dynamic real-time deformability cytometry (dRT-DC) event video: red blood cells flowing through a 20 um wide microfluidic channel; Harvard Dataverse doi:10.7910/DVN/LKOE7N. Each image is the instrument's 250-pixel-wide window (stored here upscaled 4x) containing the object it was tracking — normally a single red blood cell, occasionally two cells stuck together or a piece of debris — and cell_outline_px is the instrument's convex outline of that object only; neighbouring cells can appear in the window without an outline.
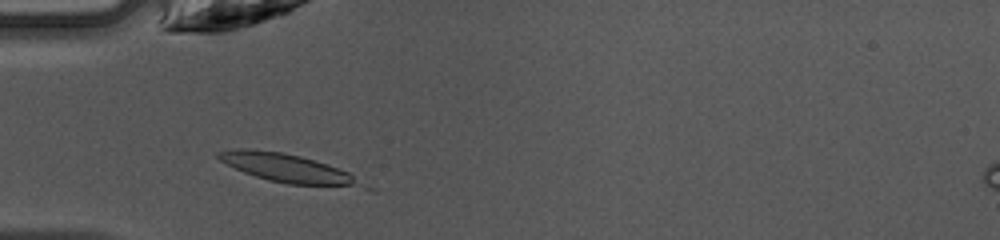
{"species": "common noctule bat (a hibernating species)", "species_latin": "Nyctalus noctula", "temperature_condition": "warm", "stored_images_in_passage": 23, "camera_frame_rate_fps": 3000, "um_per_image_px": 0.085, "animal": {"sex": "female", "body_mass_g": 10.0, "forearm_length_mm": 53.1}, "frame": {"image": 1, "passage_image": 5, "time_ms": 1.333, "image_size_px": [1000, 240], "cell_outline_px": [[376, 192], [372, 192], [288, 184], [268, 180], [244, 172], [220, 160], [216, 156], [216, 152], [232, 148], [244, 148], [284, 152], [300, 156], [328, 164], [348, 172], [376, 188]], "centroid_in_image_um": [24.79, 14.4], "position_along_channel_um": 60.2, "area_um2": 25.43}}